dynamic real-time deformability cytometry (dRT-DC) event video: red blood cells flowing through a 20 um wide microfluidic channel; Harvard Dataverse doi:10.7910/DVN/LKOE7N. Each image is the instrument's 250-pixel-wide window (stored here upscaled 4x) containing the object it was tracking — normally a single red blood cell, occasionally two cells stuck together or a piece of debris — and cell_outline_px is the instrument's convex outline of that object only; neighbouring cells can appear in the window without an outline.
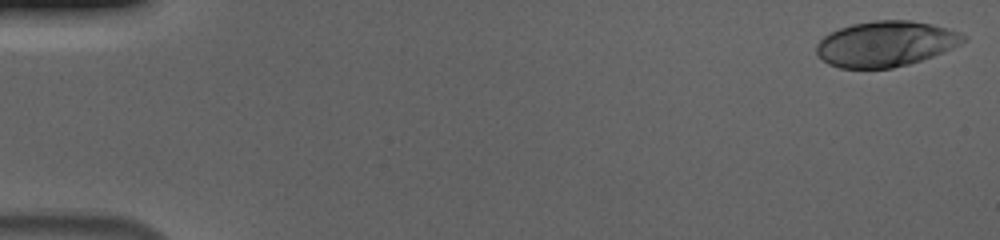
{"species": "human", "species_latin": "Homo sapiens", "temperature_condition": "cold", "stored_images_in_passage": 55, "camera_frame_rate_fps": 3000, "um_per_image_px": 0.085, "donor": {"sex": "male"}, "frame": {"image": 1, "passage_image": 1, "time_ms": 0.0, "image_size_px": [1000, 240], "cell_outline_px": [[968, 36], [964, 40], [952, 48], [944, 52], [908, 64], [892, 68], [840, 68], [828, 64], [816, 52], [816, 44], [828, 32], [852, 24], [872, 20], [908, 20], [932, 24], [960, 32]], "centroid_in_image_um": [75.26, 3.72], "position_along_channel_um": 9.7, "area_um2": 38.84}}
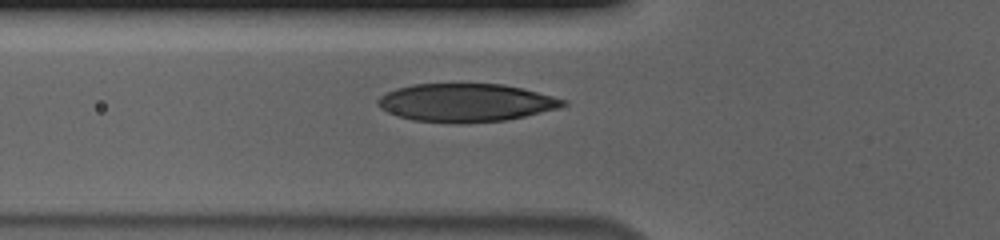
{"frame": {"image": 2, "passage_image": 20, "time_ms": 6.333, "image_size_px": [1000, 240], "cell_outline_px": [[568, 104], [560, 108], [524, 116], [504, 120], [412, 120], [388, 112], [380, 108], [376, 104], [376, 100], [380, 96], [396, 88], [412, 84], [504, 84], [568, 100]], "centroid_in_image_um": [39.61, 8.68], "position_along_channel_um": 86.2, "area_um2": 39.82}}
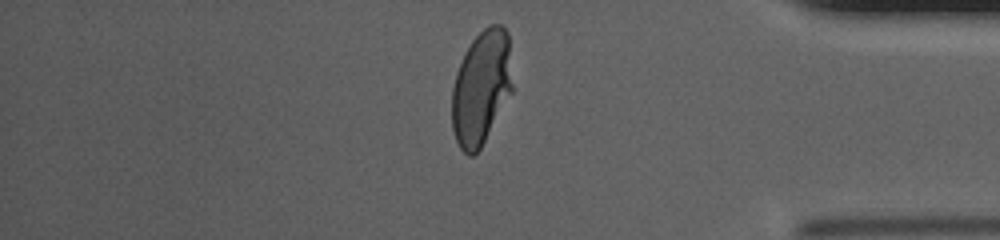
{"frame": {"image": 3, "passage_image": 47, "time_ms": 15.333, "image_size_px": [1000, 240], "cell_outline_px": [[512, 92], [480, 148], [472, 156], [468, 156], [460, 148], [456, 140], [452, 128], [452, 88], [456, 72], [472, 40], [488, 24], [500, 24], [508, 32], [512, 84]], "centroid_in_image_um": [40.9, 7.44], "position_along_channel_um": 394.3, "area_um2": 40.0}, "authors_computed_cell_mechanics": {"area_um2": 40.46, "velocity_mm_per_s": 3.6793, "shape_relaxation_time_tau1_ms": 4.1245, "shape_relaxation_time_tau2_ms": null, "deformation_change_tau1": 0.2104, "deformation_change_tau2": null}}